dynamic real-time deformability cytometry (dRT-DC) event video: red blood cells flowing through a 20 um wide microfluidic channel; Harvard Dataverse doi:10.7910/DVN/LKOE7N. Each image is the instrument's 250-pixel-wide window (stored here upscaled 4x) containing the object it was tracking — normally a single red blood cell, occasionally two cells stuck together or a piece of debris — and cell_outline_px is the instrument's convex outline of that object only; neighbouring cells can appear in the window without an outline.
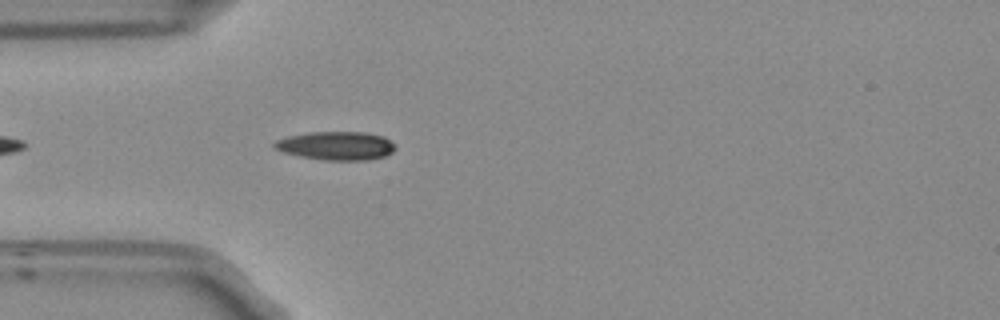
{"species": "Egyptian fruit bat (a non-hibernating species)", "species_latin": "Rousettus aegyptiacus", "temperature_condition": "room temperature", "stored_images_in_passage": 43, "camera_frame_rate_fps": 3000, "um_per_image_px": 0.085, "frame": {"image": 1, "passage_image": 5, "time_ms": 1.333, "image_size_px": [1000, 320], "cell_outline_px": [[396, 148], [392, 152], [384, 156], [368, 160], [324, 160], [300, 156], [284, 152], [276, 148], [272, 144], [276, 140], [288, 136], [312, 132], [364, 132], [384, 136]], "centroid_in_image_um": [28.58, 12.39], "position_along_channel_um": 56.4, "area_um2": 19.88}}
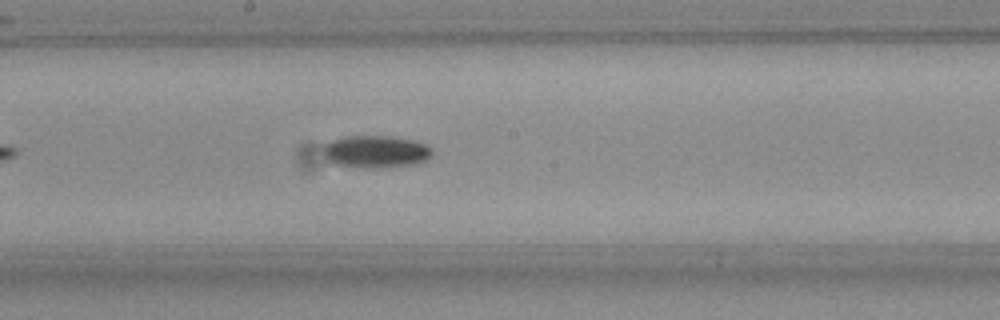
{"frame": {"image": 2, "passage_image": 18, "time_ms": 5.667, "image_size_px": [1000, 320], "cell_outline_px": [[432, 156], [428, 160], [412, 164], [376, 168], [372, 168], [332, 164], [328, 160], [324, 152], [324, 144], [332, 140], [344, 136], [392, 136], [412, 140], [428, 144], [432, 148]], "centroid_in_image_um": [31.97, 12.88], "position_along_channel_um": 216.2, "area_um2": 20.58}}
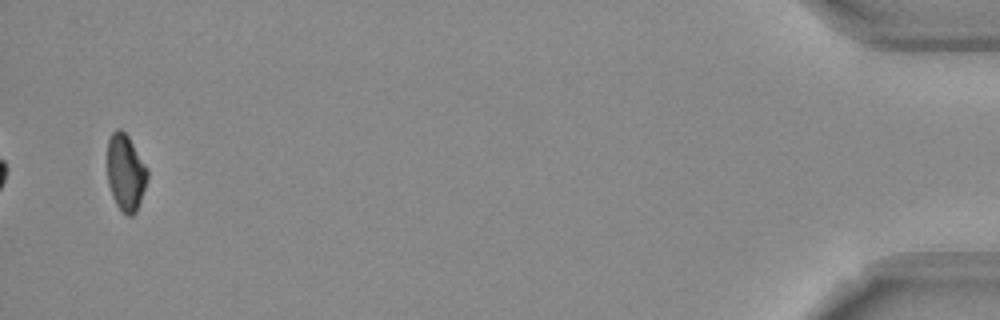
{"frame": {"image": 3, "passage_image": 42, "time_ms": 13.667, "image_size_px": [1000, 320], "cell_outline_px": [[148, 176], [136, 212], [132, 216], [124, 216], [120, 212], [112, 196], [108, 184], [108, 140], [112, 132], [116, 128], [120, 128], [128, 136], [148, 168]], "centroid_in_image_um": [10.67, 14.69], "position_along_channel_um": 424.5, "area_um2": 17.98}, "authors_computed_cell_mechanics": {"area_um2": 18.9584, "velocity_mm_per_s": 3.7474, "shape_relaxation_time_tau1_ms": 5.7436, "shape_relaxation_time_tau2_ms": null, "deformation_change_tau1": 0.1335, "deformation_change_tau2": null}}